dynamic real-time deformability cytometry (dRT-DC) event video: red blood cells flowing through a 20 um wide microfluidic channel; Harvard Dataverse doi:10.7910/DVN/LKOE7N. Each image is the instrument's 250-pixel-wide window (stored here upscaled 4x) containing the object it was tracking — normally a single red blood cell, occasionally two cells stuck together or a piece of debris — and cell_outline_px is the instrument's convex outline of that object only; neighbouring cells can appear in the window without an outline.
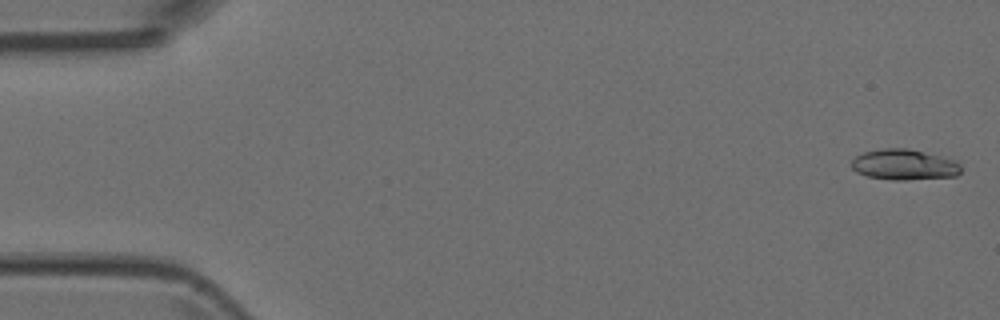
{"species": "Egyptian fruit bat (a non-hibernating species)", "species_latin": "Rousettus aegyptiacus", "temperature_condition": "room temperature", "stored_images_in_passage": 6, "camera_frame_rate_fps": 3000, "um_per_image_px": 0.085, "animal": {"sex": "female"}, "frame": {"image": 1, "passage_image": 1, "time_ms": 0.0, "image_size_px": [1000, 320], "cell_outline_px": [[960, 172], [956, 176], [904, 180], [892, 180], [868, 176], [856, 172], [852, 168], [852, 160], [856, 156], [864, 152], [880, 148], [908, 148], [956, 160], [960, 164]], "centroid_in_image_um": [76.85, 13.99], "position_along_channel_um": 8.2, "area_um2": 19.54}}